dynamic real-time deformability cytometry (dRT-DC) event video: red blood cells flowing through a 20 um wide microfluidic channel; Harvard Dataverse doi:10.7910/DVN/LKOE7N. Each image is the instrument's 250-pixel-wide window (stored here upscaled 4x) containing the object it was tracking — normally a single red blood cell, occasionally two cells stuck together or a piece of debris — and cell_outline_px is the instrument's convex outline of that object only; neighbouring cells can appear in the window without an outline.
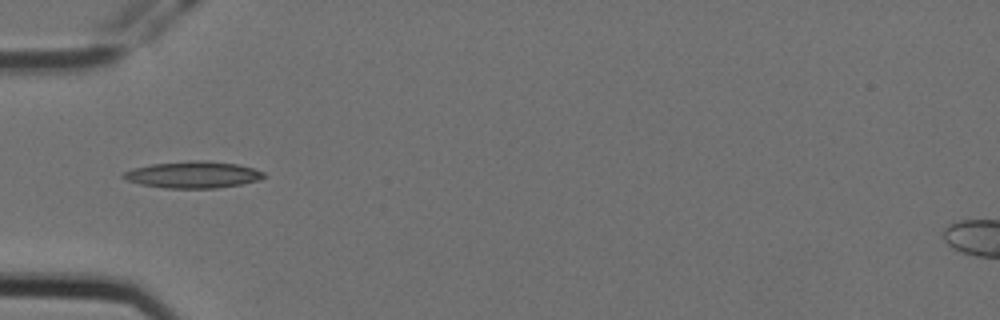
{"species": "Egyptian fruit bat (a non-hibernating species)", "species_latin": "Rousettus aegyptiacus", "temperature_condition": "cold", "stored_images_in_passage": 8, "camera_frame_rate_fps": 3000, "um_per_image_px": 0.085, "animal": {"sex": "female"}, "frame": {"image": 1, "passage_image": 4, "time_ms": 1.0, "image_size_px": [1000, 320], "cell_outline_px": [[264, 176], [260, 180], [240, 184], [216, 188], [164, 188], [140, 184], [124, 180], [120, 176], [124, 172], [132, 168], [152, 164], [196, 160], [208, 160], [236, 164], [252, 168], [264, 172]], "centroid_in_image_um": [16.36, 14.85], "position_along_channel_um": 68.6, "area_um2": 21.85}}
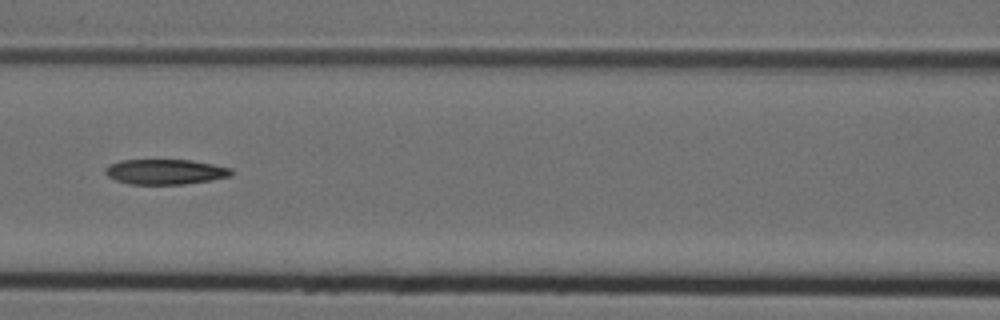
{"frame": {"image": 2, "passage_image": 6, "time_ms": 1.667, "image_size_px": [1000, 320], "cell_outline_px": [[232, 176], [212, 180], [184, 184], [128, 184], [116, 180], [108, 176], [104, 172], [104, 168], [108, 164], [120, 160], [192, 160], [232, 168]], "centroid_in_image_um": [14.03, 14.6], "position_along_channel_um": 152.6, "area_um2": 18.61}}
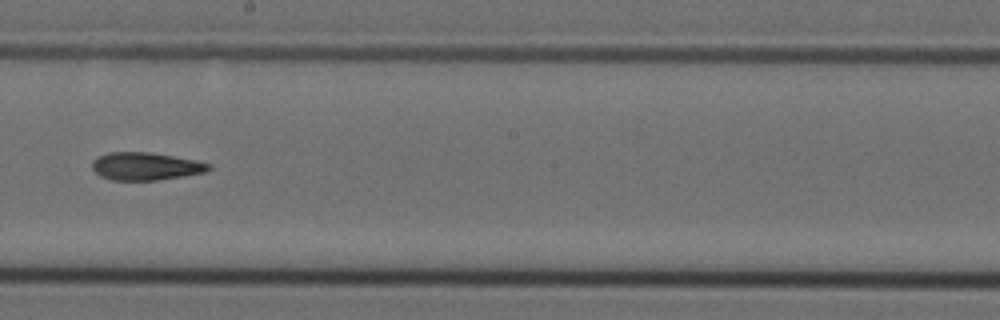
{"frame": {"image": 3, "passage_image": 8, "time_ms": 2.333, "image_size_px": [1000, 320], "cell_outline_px": [[212, 168], [204, 172], [184, 176], [156, 180], [112, 180], [100, 176], [92, 168], [92, 160], [96, 156], [108, 152], [148, 152], [196, 160], [212, 164]], "centroid_in_image_um": [12.36, 14.13], "position_along_channel_um": 235.8, "area_um2": 18.9}}